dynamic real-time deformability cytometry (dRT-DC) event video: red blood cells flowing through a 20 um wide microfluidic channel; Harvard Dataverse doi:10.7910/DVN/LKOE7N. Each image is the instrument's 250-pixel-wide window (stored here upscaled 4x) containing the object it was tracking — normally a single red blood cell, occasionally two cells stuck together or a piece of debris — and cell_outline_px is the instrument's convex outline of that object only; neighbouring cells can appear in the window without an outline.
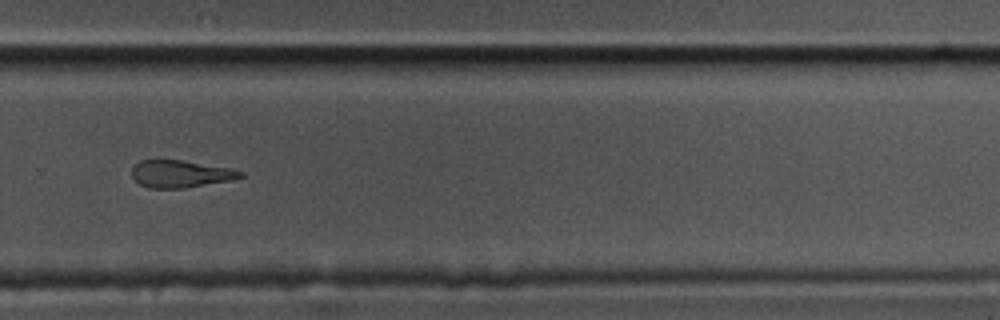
{"species": "common noctule bat (a hibernating species)", "species_latin": "Nyctalus noctula", "temperature_condition": "cold", "stored_images_in_passage": 14, "camera_frame_rate_fps": 3000, "um_per_image_px": 0.085, "animal": {"sex": "male", "body_mass_g": 17.5, "forearm_length_mm": 52.3}, "frame": {"image": 1, "passage_image": 10, "time_ms": 3.0, "image_size_px": [1000, 320], "cell_outline_px": [[244, 176], [228, 180], [184, 188], [148, 188], [140, 184], [132, 176], [132, 168], [140, 160], [156, 156], [232, 168], [244, 172]], "centroid_in_image_um": [15.27, 14.73], "position_along_channel_um": 314.5, "area_um2": 17.69}}